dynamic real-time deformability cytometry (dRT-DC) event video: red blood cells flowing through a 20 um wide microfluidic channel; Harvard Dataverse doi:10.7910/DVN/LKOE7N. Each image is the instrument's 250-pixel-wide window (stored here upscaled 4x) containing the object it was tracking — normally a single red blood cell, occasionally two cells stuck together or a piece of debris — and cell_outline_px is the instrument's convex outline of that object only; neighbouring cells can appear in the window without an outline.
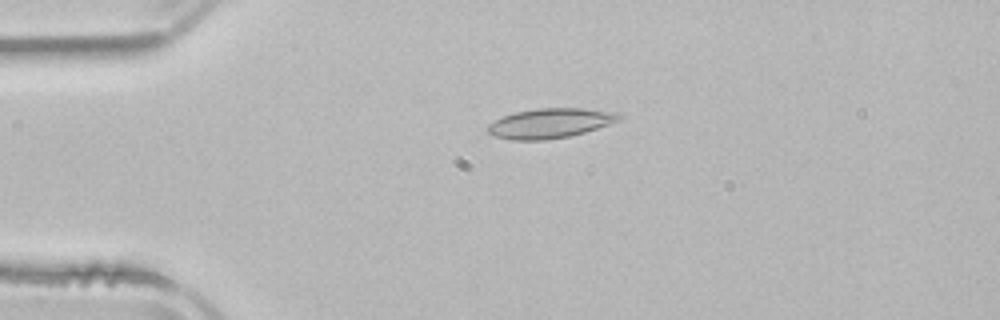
{"species": "common noctule bat (a hibernating species)", "species_latin": "Nyctalus noctula", "temperature_condition": "room temperature", "stored_images_in_passage": 3, "camera_frame_rate_fps": 3000, "um_per_image_px": 0.085, "animal": {"sex": "male", "body_mass_g": 21.5, "forearm_length_mm": 52.0}, "frame": {"image": 1, "passage_image": 3, "time_ms": 3.0, "image_size_px": [1000, 320], "cell_outline_px": [[624, 116], [620, 120], [584, 132], [568, 136], [544, 140], [512, 140], [496, 136], [488, 132], [484, 128], [488, 124], [504, 116], [516, 112], [536, 108], [584, 108], [620, 112]], "centroid_in_image_um": [46.78, 10.46], "position_along_channel_um": 38.2, "area_um2": 22.77}}